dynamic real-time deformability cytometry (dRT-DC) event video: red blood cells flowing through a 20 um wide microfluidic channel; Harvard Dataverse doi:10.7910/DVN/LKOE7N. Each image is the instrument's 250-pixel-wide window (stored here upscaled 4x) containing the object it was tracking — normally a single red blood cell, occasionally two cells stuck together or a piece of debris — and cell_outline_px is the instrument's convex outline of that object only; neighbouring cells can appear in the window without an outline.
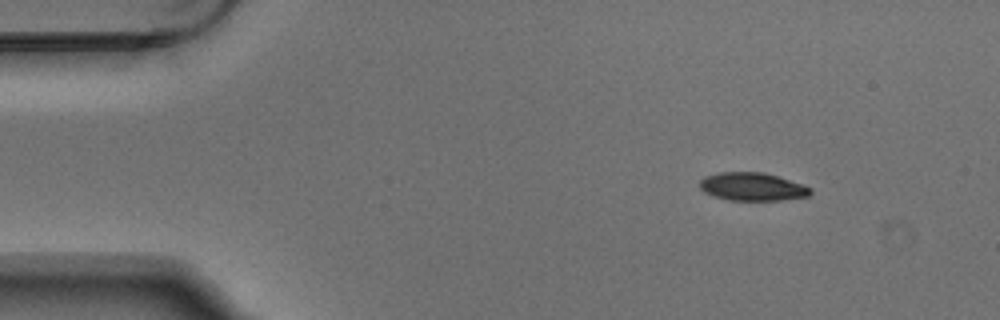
{"species": "Egyptian fruit bat (a non-hibernating species)", "species_latin": "Rousettus aegyptiacus", "temperature_condition": "warm", "stored_images_in_passage": 5, "camera_frame_rate_fps": 3000, "um_per_image_px": 0.085, "animal": {"sex": "male"}, "frame": {"image": 1, "passage_image": 1, "time_ms": 0.0, "image_size_px": [1000, 320], "cell_outline_px": [[812, 192], [808, 196], [780, 200], [728, 200], [712, 196], [704, 192], [700, 188], [700, 180], [704, 176], [720, 172], [764, 172], [812, 188]], "centroid_in_image_um": [63.9, 15.87], "position_along_channel_um": 21.1, "area_um2": 18.03}}
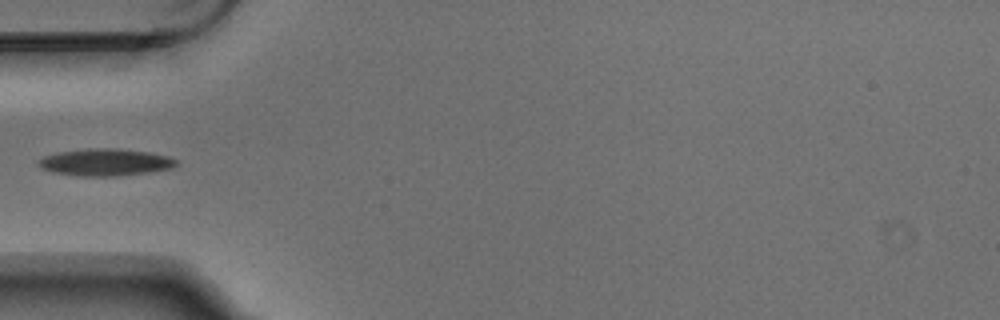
{"frame": {"image": 2, "passage_image": 4, "time_ms": 1.0, "image_size_px": [1000, 320], "cell_outline_px": [[180, 164], [172, 168], [148, 172], [116, 176], [80, 176], [52, 172], [40, 168], [40, 160], [44, 156], [60, 152], [88, 148], [116, 148], [148, 152], [168, 156], [176, 160]], "centroid_in_image_um": [8.99, 13.79], "position_along_channel_um": 76.0, "area_um2": 21.62}}
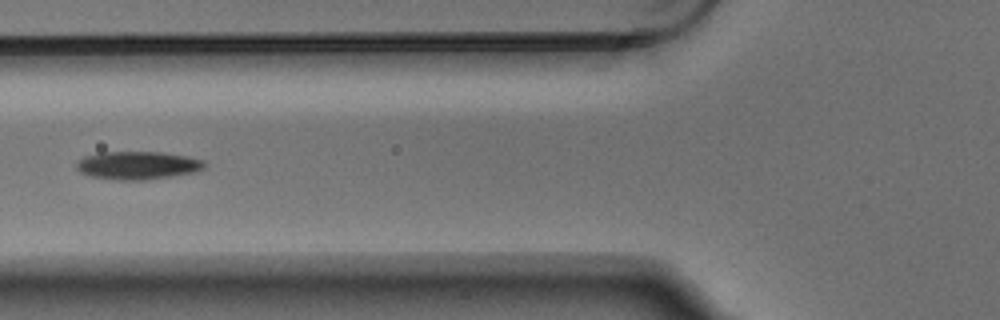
{"frame": {"image": 3, "passage_image": 5, "time_ms": 1.333, "image_size_px": [1000, 320], "cell_outline_px": [[208, 164], [204, 168], [196, 172], [148, 180], [116, 180], [88, 176], [80, 172], [76, 168], [76, 160], [84, 156], [100, 152], [160, 152], [188, 156], [204, 160]], "centroid_in_image_um": [11.7, 14.06], "position_along_channel_um": 114.1, "area_um2": 21.33}}